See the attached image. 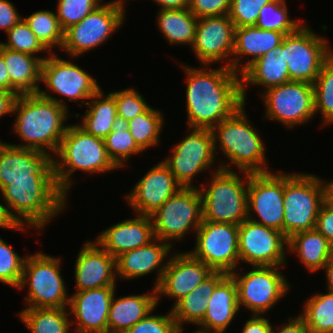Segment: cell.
<instances>
[{"instance_id": "7bdbcfd3", "label": "cell", "mask_w": 333, "mask_h": 333, "mask_svg": "<svg viewBox=\"0 0 333 333\" xmlns=\"http://www.w3.org/2000/svg\"><path fill=\"white\" fill-rule=\"evenodd\" d=\"M7 42L0 41V45L9 50L23 52L37 57L39 53H51L35 36L25 20L22 18L7 33Z\"/></svg>"}, {"instance_id": "277c9868", "label": "cell", "mask_w": 333, "mask_h": 333, "mask_svg": "<svg viewBox=\"0 0 333 333\" xmlns=\"http://www.w3.org/2000/svg\"><path fill=\"white\" fill-rule=\"evenodd\" d=\"M244 106L245 104L240 106L230 117L223 119L211 129L216 155L220 149L229 161H221L218 165L226 171H234L230 165L234 164L239 172H271L266 162L268 160L263 139L249 121Z\"/></svg>"}, {"instance_id": "4316f807", "label": "cell", "mask_w": 333, "mask_h": 333, "mask_svg": "<svg viewBox=\"0 0 333 333\" xmlns=\"http://www.w3.org/2000/svg\"><path fill=\"white\" fill-rule=\"evenodd\" d=\"M285 36L284 33L273 30H263L255 25L235 27L232 70L241 75L265 53L282 44ZM245 56H251V58H248V61L246 60L244 62L242 59H244L243 57Z\"/></svg>"}, {"instance_id": "d590c367", "label": "cell", "mask_w": 333, "mask_h": 333, "mask_svg": "<svg viewBox=\"0 0 333 333\" xmlns=\"http://www.w3.org/2000/svg\"><path fill=\"white\" fill-rule=\"evenodd\" d=\"M68 312V308H25L18 315L31 333H70Z\"/></svg>"}, {"instance_id": "603a6c76", "label": "cell", "mask_w": 333, "mask_h": 333, "mask_svg": "<svg viewBox=\"0 0 333 333\" xmlns=\"http://www.w3.org/2000/svg\"><path fill=\"white\" fill-rule=\"evenodd\" d=\"M116 286L76 291L69 298V314L76 333H108V316ZM73 318L76 320H73ZM73 320V321H72Z\"/></svg>"}, {"instance_id": "f546056e", "label": "cell", "mask_w": 333, "mask_h": 333, "mask_svg": "<svg viewBox=\"0 0 333 333\" xmlns=\"http://www.w3.org/2000/svg\"><path fill=\"white\" fill-rule=\"evenodd\" d=\"M151 294L120 296L115 293L108 316V333H125L137 322L157 308V291L152 287Z\"/></svg>"}, {"instance_id": "1f68e13d", "label": "cell", "mask_w": 333, "mask_h": 333, "mask_svg": "<svg viewBox=\"0 0 333 333\" xmlns=\"http://www.w3.org/2000/svg\"><path fill=\"white\" fill-rule=\"evenodd\" d=\"M227 275L222 271H214L199 286L173 305L171 311L180 330H184L185 323L196 325L204 318L210 296Z\"/></svg>"}, {"instance_id": "f5cc1de1", "label": "cell", "mask_w": 333, "mask_h": 333, "mask_svg": "<svg viewBox=\"0 0 333 333\" xmlns=\"http://www.w3.org/2000/svg\"><path fill=\"white\" fill-rule=\"evenodd\" d=\"M250 317L246 320L241 333H272L273 326L266 316L252 315Z\"/></svg>"}, {"instance_id": "83f0119b", "label": "cell", "mask_w": 333, "mask_h": 333, "mask_svg": "<svg viewBox=\"0 0 333 333\" xmlns=\"http://www.w3.org/2000/svg\"><path fill=\"white\" fill-rule=\"evenodd\" d=\"M204 318L197 324L198 333H225L239 310L237 286L228 274L214 289Z\"/></svg>"}, {"instance_id": "91938a15", "label": "cell", "mask_w": 333, "mask_h": 333, "mask_svg": "<svg viewBox=\"0 0 333 333\" xmlns=\"http://www.w3.org/2000/svg\"><path fill=\"white\" fill-rule=\"evenodd\" d=\"M326 274V291H331L333 292V258H331L328 263L324 266L323 268Z\"/></svg>"}, {"instance_id": "e0dca14e", "label": "cell", "mask_w": 333, "mask_h": 333, "mask_svg": "<svg viewBox=\"0 0 333 333\" xmlns=\"http://www.w3.org/2000/svg\"><path fill=\"white\" fill-rule=\"evenodd\" d=\"M238 234L240 264L285 266L288 239L281 231L246 219L238 225Z\"/></svg>"}, {"instance_id": "9c48e42d", "label": "cell", "mask_w": 333, "mask_h": 333, "mask_svg": "<svg viewBox=\"0 0 333 333\" xmlns=\"http://www.w3.org/2000/svg\"><path fill=\"white\" fill-rule=\"evenodd\" d=\"M151 216L155 238L168 243L182 241L188 231L196 233L203 222L202 197L199 187H183ZM194 229V230H193Z\"/></svg>"}, {"instance_id": "8fae6325", "label": "cell", "mask_w": 333, "mask_h": 333, "mask_svg": "<svg viewBox=\"0 0 333 333\" xmlns=\"http://www.w3.org/2000/svg\"><path fill=\"white\" fill-rule=\"evenodd\" d=\"M252 270L229 274L237 286L239 309L251 311L252 315H263L274 308L290 290L289 280L280 272L282 266H252ZM283 274V275H282ZM271 308V309H270Z\"/></svg>"}, {"instance_id": "52a82bcc", "label": "cell", "mask_w": 333, "mask_h": 333, "mask_svg": "<svg viewBox=\"0 0 333 333\" xmlns=\"http://www.w3.org/2000/svg\"><path fill=\"white\" fill-rule=\"evenodd\" d=\"M326 200L323 179L308 173L285 172L283 194V234L288 239L293 234L314 229L322 203Z\"/></svg>"}, {"instance_id": "94428289", "label": "cell", "mask_w": 333, "mask_h": 333, "mask_svg": "<svg viewBox=\"0 0 333 333\" xmlns=\"http://www.w3.org/2000/svg\"><path fill=\"white\" fill-rule=\"evenodd\" d=\"M325 186H326V199L333 203V180L325 181Z\"/></svg>"}, {"instance_id": "680465c9", "label": "cell", "mask_w": 333, "mask_h": 333, "mask_svg": "<svg viewBox=\"0 0 333 333\" xmlns=\"http://www.w3.org/2000/svg\"><path fill=\"white\" fill-rule=\"evenodd\" d=\"M0 89L5 91H10V77L1 53H0Z\"/></svg>"}, {"instance_id": "60d3db41", "label": "cell", "mask_w": 333, "mask_h": 333, "mask_svg": "<svg viewBox=\"0 0 333 333\" xmlns=\"http://www.w3.org/2000/svg\"><path fill=\"white\" fill-rule=\"evenodd\" d=\"M313 88L315 113L321 114L323 127L333 124V54L324 62Z\"/></svg>"}, {"instance_id": "5bb4252c", "label": "cell", "mask_w": 333, "mask_h": 333, "mask_svg": "<svg viewBox=\"0 0 333 333\" xmlns=\"http://www.w3.org/2000/svg\"><path fill=\"white\" fill-rule=\"evenodd\" d=\"M189 134L172 148L171 154L162 160L177 181L185 188L198 187L193 179L210 171L217 158L211 129L188 128ZM199 173V174H198Z\"/></svg>"}, {"instance_id": "ee69618b", "label": "cell", "mask_w": 333, "mask_h": 333, "mask_svg": "<svg viewBox=\"0 0 333 333\" xmlns=\"http://www.w3.org/2000/svg\"><path fill=\"white\" fill-rule=\"evenodd\" d=\"M25 258L0 237V282L18 289Z\"/></svg>"}, {"instance_id": "f907efd6", "label": "cell", "mask_w": 333, "mask_h": 333, "mask_svg": "<svg viewBox=\"0 0 333 333\" xmlns=\"http://www.w3.org/2000/svg\"><path fill=\"white\" fill-rule=\"evenodd\" d=\"M315 229L333 245V203L327 199L319 209Z\"/></svg>"}, {"instance_id": "cb8c5ba5", "label": "cell", "mask_w": 333, "mask_h": 333, "mask_svg": "<svg viewBox=\"0 0 333 333\" xmlns=\"http://www.w3.org/2000/svg\"><path fill=\"white\" fill-rule=\"evenodd\" d=\"M76 291L116 286V258L96 241L83 244L75 262Z\"/></svg>"}, {"instance_id": "b9f144b4", "label": "cell", "mask_w": 333, "mask_h": 333, "mask_svg": "<svg viewBox=\"0 0 333 333\" xmlns=\"http://www.w3.org/2000/svg\"><path fill=\"white\" fill-rule=\"evenodd\" d=\"M304 22L290 19L286 0H274L264 5L255 26L263 30H273L285 35L296 32Z\"/></svg>"}, {"instance_id": "7402d4cb", "label": "cell", "mask_w": 333, "mask_h": 333, "mask_svg": "<svg viewBox=\"0 0 333 333\" xmlns=\"http://www.w3.org/2000/svg\"><path fill=\"white\" fill-rule=\"evenodd\" d=\"M21 178H55L52 153L15 147L0 140V192Z\"/></svg>"}, {"instance_id": "3957f363", "label": "cell", "mask_w": 333, "mask_h": 333, "mask_svg": "<svg viewBox=\"0 0 333 333\" xmlns=\"http://www.w3.org/2000/svg\"><path fill=\"white\" fill-rule=\"evenodd\" d=\"M1 195L16 225L26 224L39 232L68 206L55 178L15 179Z\"/></svg>"}, {"instance_id": "ffe728a7", "label": "cell", "mask_w": 333, "mask_h": 333, "mask_svg": "<svg viewBox=\"0 0 333 333\" xmlns=\"http://www.w3.org/2000/svg\"><path fill=\"white\" fill-rule=\"evenodd\" d=\"M182 188L170 169L160 161L138 180L125 199L138 215H152Z\"/></svg>"}, {"instance_id": "d6986e66", "label": "cell", "mask_w": 333, "mask_h": 333, "mask_svg": "<svg viewBox=\"0 0 333 333\" xmlns=\"http://www.w3.org/2000/svg\"><path fill=\"white\" fill-rule=\"evenodd\" d=\"M235 26L229 15L198 18L192 51L202 64H224L232 69Z\"/></svg>"}, {"instance_id": "11a10c76", "label": "cell", "mask_w": 333, "mask_h": 333, "mask_svg": "<svg viewBox=\"0 0 333 333\" xmlns=\"http://www.w3.org/2000/svg\"><path fill=\"white\" fill-rule=\"evenodd\" d=\"M18 96L19 95L15 92L0 89V117L13 114L14 105Z\"/></svg>"}, {"instance_id": "ac0fdd59", "label": "cell", "mask_w": 333, "mask_h": 333, "mask_svg": "<svg viewBox=\"0 0 333 333\" xmlns=\"http://www.w3.org/2000/svg\"><path fill=\"white\" fill-rule=\"evenodd\" d=\"M284 187L285 173L283 172L273 173L271 171L250 174L248 183V219L283 233ZM255 214L258 219H256Z\"/></svg>"}, {"instance_id": "836d02e7", "label": "cell", "mask_w": 333, "mask_h": 333, "mask_svg": "<svg viewBox=\"0 0 333 333\" xmlns=\"http://www.w3.org/2000/svg\"><path fill=\"white\" fill-rule=\"evenodd\" d=\"M105 92L100 88L87 102L88 109L82 114V122L78 124L88 134L105 139L111 132L117 116L114 93Z\"/></svg>"}, {"instance_id": "4fadbf2b", "label": "cell", "mask_w": 333, "mask_h": 333, "mask_svg": "<svg viewBox=\"0 0 333 333\" xmlns=\"http://www.w3.org/2000/svg\"><path fill=\"white\" fill-rule=\"evenodd\" d=\"M195 246L189 252L213 271H237L239 258L238 225L203 221L198 227Z\"/></svg>"}, {"instance_id": "816d5d0a", "label": "cell", "mask_w": 333, "mask_h": 333, "mask_svg": "<svg viewBox=\"0 0 333 333\" xmlns=\"http://www.w3.org/2000/svg\"><path fill=\"white\" fill-rule=\"evenodd\" d=\"M23 17L9 0H0V29L7 33Z\"/></svg>"}, {"instance_id": "db71d44e", "label": "cell", "mask_w": 333, "mask_h": 333, "mask_svg": "<svg viewBox=\"0 0 333 333\" xmlns=\"http://www.w3.org/2000/svg\"><path fill=\"white\" fill-rule=\"evenodd\" d=\"M277 332H275V330ZM272 333H309L304 319L298 315L290 318L288 322L283 323L281 326H273Z\"/></svg>"}, {"instance_id": "44dd1931", "label": "cell", "mask_w": 333, "mask_h": 333, "mask_svg": "<svg viewBox=\"0 0 333 333\" xmlns=\"http://www.w3.org/2000/svg\"><path fill=\"white\" fill-rule=\"evenodd\" d=\"M214 271L189 251L173 252L167 262L162 279L156 288L157 303L161 296L174 299V305L199 286Z\"/></svg>"}, {"instance_id": "7dc6e473", "label": "cell", "mask_w": 333, "mask_h": 333, "mask_svg": "<svg viewBox=\"0 0 333 333\" xmlns=\"http://www.w3.org/2000/svg\"><path fill=\"white\" fill-rule=\"evenodd\" d=\"M274 0H231L229 18L235 27L255 25L264 5Z\"/></svg>"}, {"instance_id": "9a60e30c", "label": "cell", "mask_w": 333, "mask_h": 333, "mask_svg": "<svg viewBox=\"0 0 333 333\" xmlns=\"http://www.w3.org/2000/svg\"><path fill=\"white\" fill-rule=\"evenodd\" d=\"M265 106L264 119L294 128L307 124L316 115L313 85L290 81L260 92ZM313 117V118H312Z\"/></svg>"}, {"instance_id": "bcb514c9", "label": "cell", "mask_w": 333, "mask_h": 333, "mask_svg": "<svg viewBox=\"0 0 333 333\" xmlns=\"http://www.w3.org/2000/svg\"><path fill=\"white\" fill-rule=\"evenodd\" d=\"M113 93L117 115L127 121L144 113L150 107L135 88L130 87Z\"/></svg>"}, {"instance_id": "8992f818", "label": "cell", "mask_w": 333, "mask_h": 333, "mask_svg": "<svg viewBox=\"0 0 333 333\" xmlns=\"http://www.w3.org/2000/svg\"><path fill=\"white\" fill-rule=\"evenodd\" d=\"M211 173L209 186H199L203 221L241 224L248 219L250 173L240 172L242 178L235 171L222 170L219 166Z\"/></svg>"}, {"instance_id": "8d00e7d4", "label": "cell", "mask_w": 333, "mask_h": 333, "mask_svg": "<svg viewBox=\"0 0 333 333\" xmlns=\"http://www.w3.org/2000/svg\"><path fill=\"white\" fill-rule=\"evenodd\" d=\"M104 142L109 158L118 168L127 165V161L133 155L144 153L129 132L128 121L118 115Z\"/></svg>"}, {"instance_id": "f6af8a7d", "label": "cell", "mask_w": 333, "mask_h": 333, "mask_svg": "<svg viewBox=\"0 0 333 333\" xmlns=\"http://www.w3.org/2000/svg\"><path fill=\"white\" fill-rule=\"evenodd\" d=\"M104 2V0H58L56 14L62 29L65 31L79 23Z\"/></svg>"}, {"instance_id": "ab89813d", "label": "cell", "mask_w": 333, "mask_h": 333, "mask_svg": "<svg viewBox=\"0 0 333 333\" xmlns=\"http://www.w3.org/2000/svg\"><path fill=\"white\" fill-rule=\"evenodd\" d=\"M29 28L42 44L52 53L57 47L62 48L64 30L57 18L56 12L39 10L28 17H23ZM53 50V51H52Z\"/></svg>"}, {"instance_id": "5b68a950", "label": "cell", "mask_w": 333, "mask_h": 333, "mask_svg": "<svg viewBox=\"0 0 333 333\" xmlns=\"http://www.w3.org/2000/svg\"><path fill=\"white\" fill-rule=\"evenodd\" d=\"M55 156L59 158L54 157L55 180L66 196L75 182L71 175L76 170L90 175L118 169L108 156L104 140L88 134L78 124L67 127Z\"/></svg>"}, {"instance_id": "f1b7e54d", "label": "cell", "mask_w": 333, "mask_h": 333, "mask_svg": "<svg viewBox=\"0 0 333 333\" xmlns=\"http://www.w3.org/2000/svg\"><path fill=\"white\" fill-rule=\"evenodd\" d=\"M290 82L285 56V37L282 44L265 53L241 74V94L246 104L247 85L268 88Z\"/></svg>"}, {"instance_id": "30bf717a", "label": "cell", "mask_w": 333, "mask_h": 333, "mask_svg": "<svg viewBox=\"0 0 333 333\" xmlns=\"http://www.w3.org/2000/svg\"><path fill=\"white\" fill-rule=\"evenodd\" d=\"M125 5L114 0L98 6L79 23L64 31L62 50L77 58L105 43L124 24Z\"/></svg>"}, {"instance_id": "2e32d148", "label": "cell", "mask_w": 333, "mask_h": 333, "mask_svg": "<svg viewBox=\"0 0 333 333\" xmlns=\"http://www.w3.org/2000/svg\"><path fill=\"white\" fill-rule=\"evenodd\" d=\"M329 41L303 24L285 36V56L290 81L313 85L324 62L333 54Z\"/></svg>"}, {"instance_id": "d6a6232c", "label": "cell", "mask_w": 333, "mask_h": 333, "mask_svg": "<svg viewBox=\"0 0 333 333\" xmlns=\"http://www.w3.org/2000/svg\"><path fill=\"white\" fill-rule=\"evenodd\" d=\"M287 251L298 255L300 263L313 273L323 270L333 258V245L315 228L289 237Z\"/></svg>"}, {"instance_id": "7a4b0ae2", "label": "cell", "mask_w": 333, "mask_h": 333, "mask_svg": "<svg viewBox=\"0 0 333 333\" xmlns=\"http://www.w3.org/2000/svg\"><path fill=\"white\" fill-rule=\"evenodd\" d=\"M68 112L69 109L39 93L19 95L14 105L13 114H17L12 129L24 143L9 144L52 152L55 157L69 126L65 124L70 117Z\"/></svg>"}, {"instance_id": "e575fe53", "label": "cell", "mask_w": 333, "mask_h": 333, "mask_svg": "<svg viewBox=\"0 0 333 333\" xmlns=\"http://www.w3.org/2000/svg\"><path fill=\"white\" fill-rule=\"evenodd\" d=\"M157 27L169 44L193 46L198 18L189 10H158Z\"/></svg>"}, {"instance_id": "4dcf8cb0", "label": "cell", "mask_w": 333, "mask_h": 333, "mask_svg": "<svg viewBox=\"0 0 333 333\" xmlns=\"http://www.w3.org/2000/svg\"><path fill=\"white\" fill-rule=\"evenodd\" d=\"M0 53L10 77V91L18 95L38 93L41 83V65L48 57L9 50L0 45Z\"/></svg>"}, {"instance_id": "f35d334b", "label": "cell", "mask_w": 333, "mask_h": 333, "mask_svg": "<svg viewBox=\"0 0 333 333\" xmlns=\"http://www.w3.org/2000/svg\"><path fill=\"white\" fill-rule=\"evenodd\" d=\"M163 118V112L150 106L144 113L128 121V130L143 151L159 145Z\"/></svg>"}, {"instance_id": "c3c4849f", "label": "cell", "mask_w": 333, "mask_h": 333, "mask_svg": "<svg viewBox=\"0 0 333 333\" xmlns=\"http://www.w3.org/2000/svg\"><path fill=\"white\" fill-rule=\"evenodd\" d=\"M167 313V315H155L151 311L125 333H183L184 331L177 327L171 309Z\"/></svg>"}, {"instance_id": "ba28073f", "label": "cell", "mask_w": 333, "mask_h": 333, "mask_svg": "<svg viewBox=\"0 0 333 333\" xmlns=\"http://www.w3.org/2000/svg\"><path fill=\"white\" fill-rule=\"evenodd\" d=\"M61 258L42 251L26 255L18 290L28 285L26 308H68L70 296L61 275Z\"/></svg>"}, {"instance_id": "9f6ffc18", "label": "cell", "mask_w": 333, "mask_h": 333, "mask_svg": "<svg viewBox=\"0 0 333 333\" xmlns=\"http://www.w3.org/2000/svg\"><path fill=\"white\" fill-rule=\"evenodd\" d=\"M0 228H7V229H13V230H22V231H29L27 228H30L25 225H16L15 222L11 219L10 215L8 214L5 205H2L0 202Z\"/></svg>"}, {"instance_id": "6125c7cd", "label": "cell", "mask_w": 333, "mask_h": 333, "mask_svg": "<svg viewBox=\"0 0 333 333\" xmlns=\"http://www.w3.org/2000/svg\"><path fill=\"white\" fill-rule=\"evenodd\" d=\"M114 1H116V2H118V3H121V4H126L125 2H124V0H114Z\"/></svg>"}, {"instance_id": "484cf974", "label": "cell", "mask_w": 333, "mask_h": 333, "mask_svg": "<svg viewBox=\"0 0 333 333\" xmlns=\"http://www.w3.org/2000/svg\"><path fill=\"white\" fill-rule=\"evenodd\" d=\"M154 239L151 216L138 215L104 229L95 241L111 256L117 258L122 253L145 246Z\"/></svg>"}, {"instance_id": "6da1fadb", "label": "cell", "mask_w": 333, "mask_h": 333, "mask_svg": "<svg viewBox=\"0 0 333 333\" xmlns=\"http://www.w3.org/2000/svg\"><path fill=\"white\" fill-rule=\"evenodd\" d=\"M181 64L186 75L188 128L212 129L242 106L241 75L224 65L210 69Z\"/></svg>"}, {"instance_id": "d4e9b609", "label": "cell", "mask_w": 333, "mask_h": 333, "mask_svg": "<svg viewBox=\"0 0 333 333\" xmlns=\"http://www.w3.org/2000/svg\"><path fill=\"white\" fill-rule=\"evenodd\" d=\"M171 251L172 247L168 243L155 238L145 246L122 253L116 258L117 279H137L157 270L156 281L153 283L156 289L168 262L165 258L170 257Z\"/></svg>"}, {"instance_id": "74e56055", "label": "cell", "mask_w": 333, "mask_h": 333, "mask_svg": "<svg viewBox=\"0 0 333 333\" xmlns=\"http://www.w3.org/2000/svg\"><path fill=\"white\" fill-rule=\"evenodd\" d=\"M299 314L305 321L309 333L333 332V292L315 293L306 299Z\"/></svg>"}, {"instance_id": "7c38bea8", "label": "cell", "mask_w": 333, "mask_h": 333, "mask_svg": "<svg viewBox=\"0 0 333 333\" xmlns=\"http://www.w3.org/2000/svg\"><path fill=\"white\" fill-rule=\"evenodd\" d=\"M41 65V83L45 90H39L42 97L58 102L68 109V104L49 94V90L58 96L63 95L70 101H78L86 106L87 101L101 88L94 77L77 64L63 60L55 52L48 53ZM84 100V101H83Z\"/></svg>"}, {"instance_id": "6f0895ef", "label": "cell", "mask_w": 333, "mask_h": 333, "mask_svg": "<svg viewBox=\"0 0 333 333\" xmlns=\"http://www.w3.org/2000/svg\"><path fill=\"white\" fill-rule=\"evenodd\" d=\"M160 9H184L188 8L189 0H152Z\"/></svg>"}, {"instance_id": "681fc988", "label": "cell", "mask_w": 333, "mask_h": 333, "mask_svg": "<svg viewBox=\"0 0 333 333\" xmlns=\"http://www.w3.org/2000/svg\"><path fill=\"white\" fill-rule=\"evenodd\" d=\"M231 0H189L188 8L197 17L228 15Z\"/></svg>"}]
</instances>
